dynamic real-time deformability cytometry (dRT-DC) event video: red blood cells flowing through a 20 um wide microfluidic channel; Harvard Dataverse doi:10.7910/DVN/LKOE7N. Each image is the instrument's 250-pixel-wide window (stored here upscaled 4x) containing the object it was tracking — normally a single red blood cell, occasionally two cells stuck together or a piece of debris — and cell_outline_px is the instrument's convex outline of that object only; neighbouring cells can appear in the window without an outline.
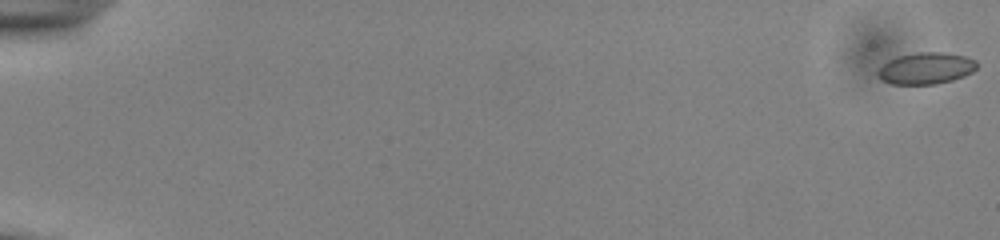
{"species": "common noctule bat (a hibernating species)", "species_latin": "Nyctalus noctula", "temperature_condition": "cold", "stored_images_in_passage": 11, "camera_frame_rate_fps": 3000, "um_per_image_px": 0.085, "animal": {"sex": "male", "body_mass_g": 13.0, "forearm_length_mm": 53.1}, "frame": {"image": 1, "passage_image": 1, "time_ms": 0.0, "image_size_px": [1000, 240], "cell_outline_px": [[976, 68], [972, 72], [964, 76], [952, 80], [936, 84], [892, 84], [884, 80], [876, 72], [888, 60], [900, 56], [916, 52], [944, 52], [964, 56], [976, 60]], "centroid_in_image_um": [78.73, 5.8], "position_along_channel_um": 6.3, "area_um2": 18.03}}